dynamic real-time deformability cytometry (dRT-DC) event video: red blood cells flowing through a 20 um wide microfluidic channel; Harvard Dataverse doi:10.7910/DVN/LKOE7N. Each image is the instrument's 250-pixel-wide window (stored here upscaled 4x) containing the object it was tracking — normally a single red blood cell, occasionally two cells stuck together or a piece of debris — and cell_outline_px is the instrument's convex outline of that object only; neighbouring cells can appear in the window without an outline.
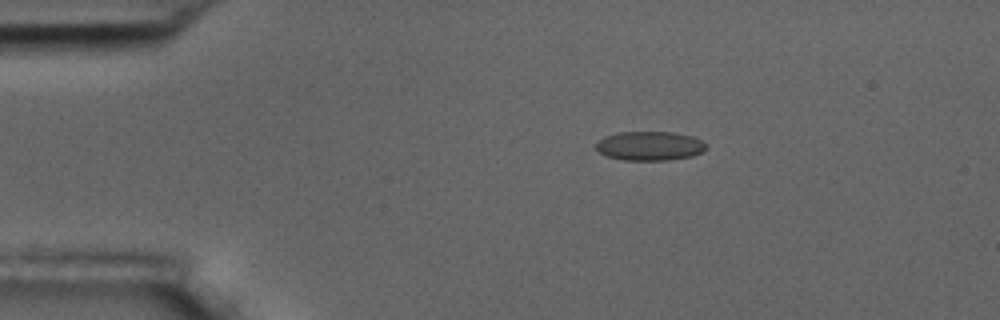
{"species": "common noctule bat (a hibernating species)", "species_latin": "Nyctalus noctula", "temperature_condition": "room temperature", "stored_images_in_passage": 9, "camera_frame_rate_fps": 3000, "um_per_image_px": 0.085, "animal": {"sex": "male", "body_mass_g": 17.5, "forearm_length_mm": 52.3}, "frame": {"image": 1, "passage_image": 3, "time_ms": 2.333, "image_size_px": [1000, 320], "cell_outline_px": [[708, 148], [692, 156], [668, 160], [624, 160], [608, 156], [600, 152], [596, 148], [596, 144], [604, 136], [616, 132], [672, 132], [692, 136], [708, 144]], "centroid_in_image_um": [55.24, 12.39], "position_along_channel_um": 29.8, "area_um2": 18.67}}
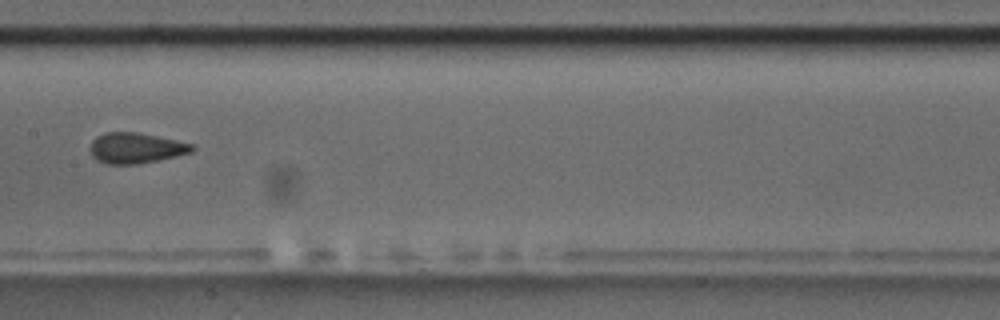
{"frame": {"image": 2, "passage_image": 8, "time_ms": 8.333, "image_size_px": [1000, 320], "cell_outline_px": [[196, 148], [192, 152], [176, 156], [136, 164], [104, 164], [96, 160], [92, 156], [88, 148], [92, 140], [96, 136], [104, 132], [136, 132], [176, 140], [192, 144]], "centroid_in_image_um": [11.49, 12.58], "position_along_channel_um": 195.9, "area_um2": 18.26}}
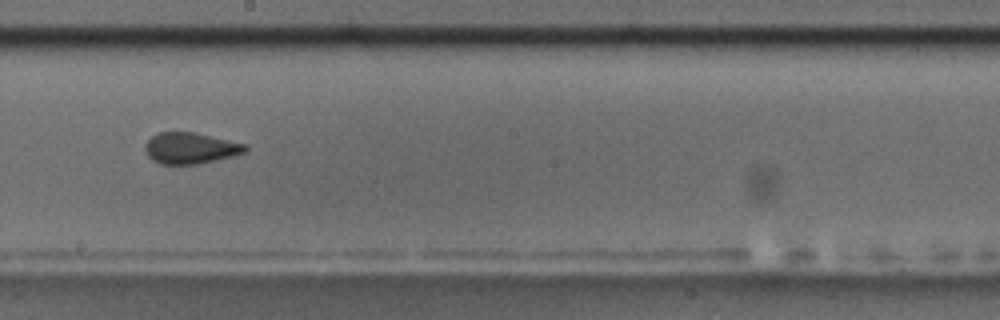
{"frame": {"image": 3, "passage_image": 9, "time_ms": 9.333, "image_size_px": [1000, 320], "cell_outline_px": [[248, 148], [244, 152], [232, 156], [216, 160], [196, 164], [160, 164], [152, 160], [148, 156], [144, 148], [144, 144], [152, 136], [160, 132], [192, 132], [248, 144]], "centroid_in_image_um": [16.17, 12.59], "position_along_channel_um": 232.0, "area_um2": 18.15}}